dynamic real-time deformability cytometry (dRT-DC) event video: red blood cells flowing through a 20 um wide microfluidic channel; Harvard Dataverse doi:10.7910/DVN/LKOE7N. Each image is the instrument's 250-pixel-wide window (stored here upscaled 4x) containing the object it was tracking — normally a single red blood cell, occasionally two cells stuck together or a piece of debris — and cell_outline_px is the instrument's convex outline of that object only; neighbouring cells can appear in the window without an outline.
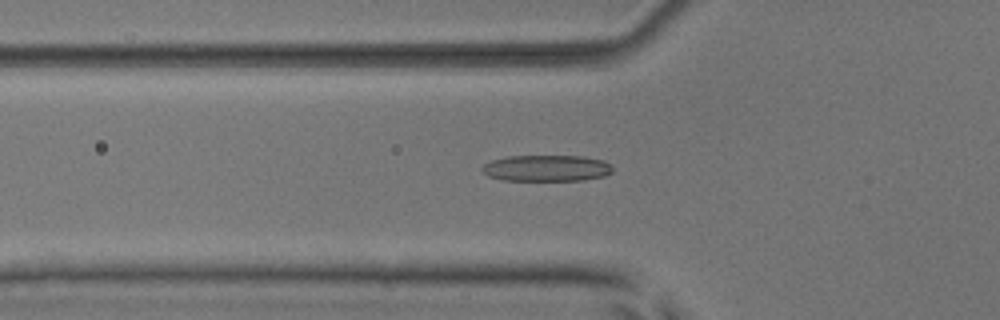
{"species": "common noctule bat (a hibernating species)", "species_latin": "Nyctalus noctula", "temperature_condition": "room temperature", "stored_images_in_passage": 53, "camera_frame_rate_fps": 3000, "um_per_image_px": 0.085, "animal": {"sex": "male", "body_mass_g": 17.9, "forearm_length_mm": 54.2}, "frame": {"image": 1, "passage_image": 19, "time_ms": 6.0, "image_size_px": [1000, 320], "cell_outline_px": [[612, 172], [604, 176], [584, 180], [504, 180], [488, 176], [480, 168], [484, 164], [492, 160], [508, 156], [584, 156], [604, 160], [612, 164]], "centroid_in_image_um": [46.49, 14.29], "position_along_channel_um": 79.3, "area_um2": 20.06}}
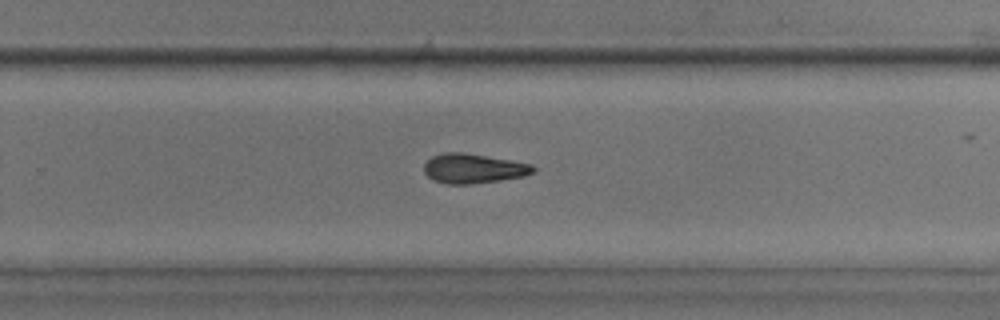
{"frame": {"image": 2, "passage_image": 35, "time_ms": 11.333, "image_size_px": [1000, 320], "cell_outline_px": [[536, 172], [524, 176], [500, 180], [472, 184], [448, 184], [432, 180], [424, 172], [424, 164], [432, 156], [444, 152], [464, 152], [532, 164], [536, 168]], "centroid_in_image_um": [40.24, 14.32], "position_along_channel_um": 289.6, "area_um2": 18.9}}
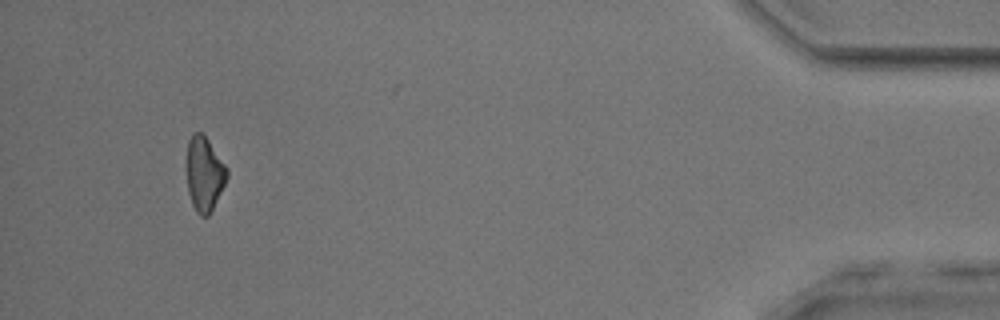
{"frame": {"image": 3, "passage_image": 50, "time_ms": 16.333, "image_size_px": [1000, 320], "cell_outline_px": [[228, 176], [208, 216], [200, 216], [196, 212], [192, 204], [188, 192], [184, 164], [184, 160], [188, 140], [192, 132], [204, 132], [228, 168]], "centroid_in_image_um": [17.32, 14.69], "position_along_channel_um": 417.9, "area_um2": 18.15}, "authors_computed_cell_mechanics": {"area_um2": 19.074, "velocity_mm_per_s": 3.9493, "shape_relaxation_time_tau1_ms": null, "shape_relaxation_time_tau2_ms": 10.7599, "deformation_change_tau1": null, "deformation_change_tau2": 0.2487}}